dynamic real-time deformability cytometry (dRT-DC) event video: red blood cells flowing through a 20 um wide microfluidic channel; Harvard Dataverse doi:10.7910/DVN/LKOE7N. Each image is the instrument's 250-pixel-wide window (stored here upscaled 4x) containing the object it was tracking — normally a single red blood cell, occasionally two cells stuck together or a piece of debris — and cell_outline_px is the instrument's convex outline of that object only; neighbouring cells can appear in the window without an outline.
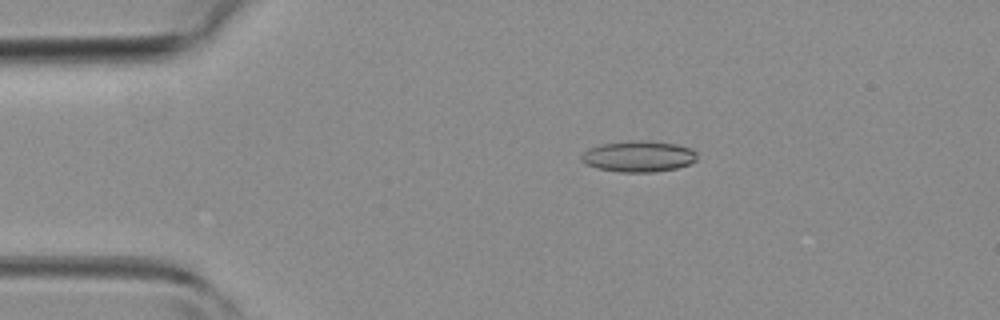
{"species": "common noctule bat (a hibernating species)", "species_latin": "Nyctalus noctula", "temperature_condition": "room temperature", "stored_images_in_passage": 2, "camera_frame_rate_fps": 3000, "um_per_image_px": 0.085, "animal": {"sex": "female", "body_mass_g": 19.3, "forearm_length_mm": 54.1}, "frame": {"image": 1, "passage_image": 1, "time_ms": 0.0, "image_size_px": [1000, 320], "cell_outline_px": [[696, 160], [688, 164], [676, 168], [656, 172], [620, 172], [596, 168], [580, 160], [580, 156], [588, 148], [600, 144], [640, 140], [648, 140], [676, 144], [692, 148], [696, 152]], "centroid_in_image_um": [54.27, 13.29], "position_along_channel_um": 30.7, "area_um2": 20.98}}